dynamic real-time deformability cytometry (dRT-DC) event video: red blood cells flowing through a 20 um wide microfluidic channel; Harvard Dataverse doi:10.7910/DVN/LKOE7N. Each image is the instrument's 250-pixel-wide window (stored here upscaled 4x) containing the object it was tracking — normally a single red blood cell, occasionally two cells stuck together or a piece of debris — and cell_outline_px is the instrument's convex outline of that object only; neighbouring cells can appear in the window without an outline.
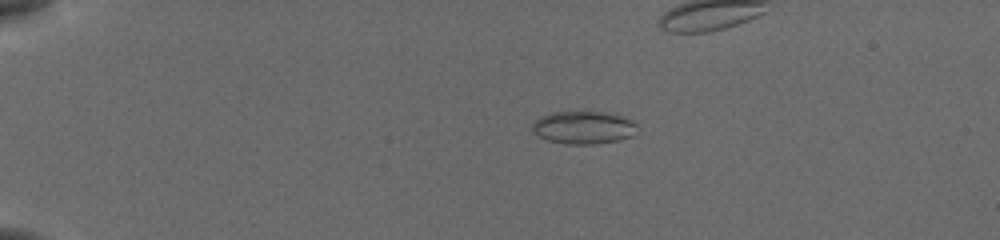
{"species": "common noctule bat (a hibernating species)", "species_latin": "Nyctalus noctula", "temperature_condition": "cold", "stored_images_in_passage": 38, "camera_frame_rate_fps": 3000, "um_per_image_px": 0.085, "animal": {"sex": "female", "body_mass_g": 19.5, "forearm_length_mm": 54.1}, "frame": {"image": 1, "passage_image": 2, "time_ms": 0.333, "image_size_px": [1000, 240], "cell_outline_px": [[640, 132], [632, 136], [620, 140], [592, 144], [564, 144], [548, 140], [532, 132], [532, 124], [540, 116], [552, 112], [604, 112], [624, 116], [632, 120], [636, 124]], "centroid_in_image_um": [49.64, 10.84], "position_along_channel_um": 35.4, "area_um2": 20.29}}
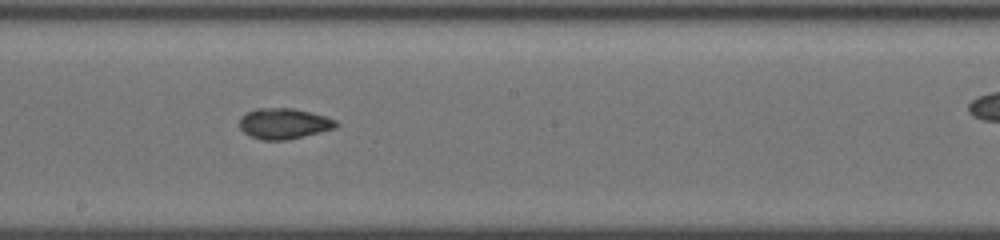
{"frame": {"image": 2, "passage_image": 22, "time_ms": 7.0, "image_size_px": [1000, 240], "cell_outline_px": [[340, 124], [336, 128], [288, 140], [260, 140], [248, 136], [240, 128], [240, 116], [256, 108], [292, 108], [324, 116], [336, 120]], "centroid_in_image_um": [24.12, 10.52], "position_along_channel_um": 224.1, "area_um2": 17.34}}
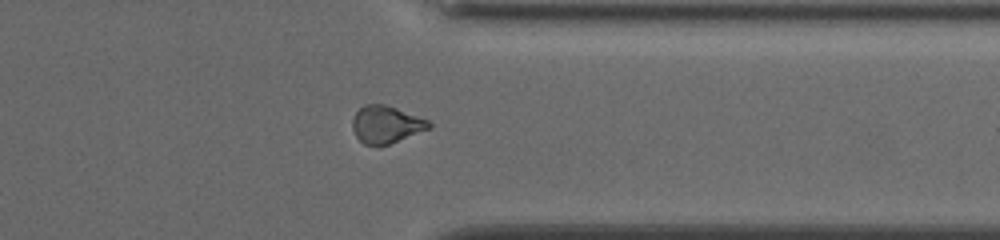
{"frame": {"image": 3, "passage_image": 34, "time_ms": 11.0, "image_size_px": [1000, 240], "cell_outline_px": [[432, 128], [388, 144], [364, 144], [356, 136], [352, 128], [352, 120], [356, 112], [364, 104], [384, 104], [396, 108], [428, 120], [432, 124]], "centroid_in_image_um": [32.82, 10.57], "position_along_channel_um": 378.6, "area_um2": 16.42}}